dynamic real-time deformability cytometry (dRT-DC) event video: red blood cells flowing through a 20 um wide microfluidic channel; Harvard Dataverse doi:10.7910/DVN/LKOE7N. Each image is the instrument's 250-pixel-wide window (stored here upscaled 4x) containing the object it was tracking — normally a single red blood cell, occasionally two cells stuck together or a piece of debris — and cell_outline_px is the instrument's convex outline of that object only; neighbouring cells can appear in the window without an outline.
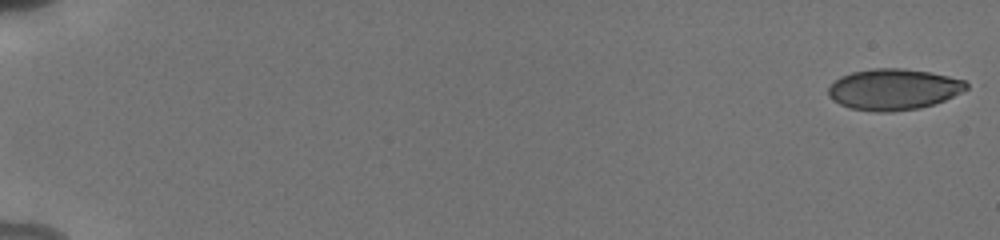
{"species": "human", "species_latin": "Homo sapiens", "temperature_condition": "cold", "stored_images_in_passage": 17, "camera_frame_rate_fps": 3000, "um_per_image_px": 0.085, "donor": {"sex": "male"}, "frame": {"image": 1, "passage_image": 1, "time_ms": 0.0, "image_size_px": [1000, 240], "cell_outline_px": [[972, 84], [968, 88], [944, 100], [920, 108], [892, 112], [876, 112], [852, 108], [840, 104], [832, 100], [828, 96], [828, 88], [840, 76], [852, 72], [872, 68], [904, 68], [928, 72], [948, 76], [964, 80]], "centroid_in_image_um": [75.95, 7.59], "position_along_channel_um": 9.1, "area_um2": 33.06}}
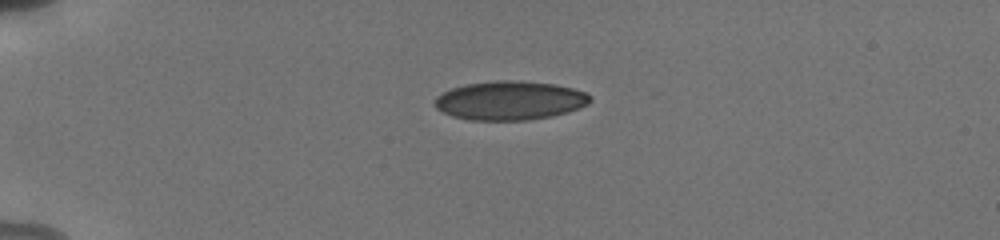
{"frame": {"image": 2, "passage_image": 12, "time_ms": 4.667, "image_size_px": [1000, 240], "cell_outline_px": [[592, 100], [588, 104], [552, 116], [528, 120], [472, 120], [452, 116], [436, 108], [432, 104], [432, 100], [436, 96], [452, 88], [464, 84], [496, 80], [520, 80], [556, 84], [572, 88], [584, 92], [592, 96]], "centroid_in_image_um": [43.3, 8.53], "position_along_channel_um": 41.7, "area_um2": 35.37}}
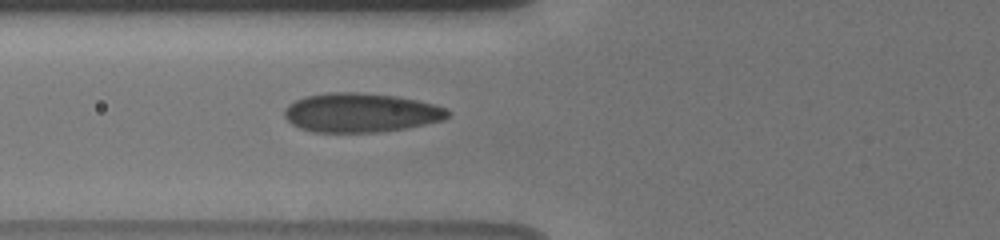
{"frame": {"image": 3, "passage_image": 17, "time_ms": 7.333, "image_size_px": [1000, 240], "cell_outline_px": [[452, 112], [444, 120], [404, 128], [380, 132], [312, 132], [300, 128], [292, 124], [284, 116], [284, 108], [288, 104], [304, 96], [328, 92], [356, 92], [396, 96], [436, 104], [448, 108]], "centroid_in_image_um": [30.67, 9.57], "position_along_channel_um": 95.1, "area_um2": 37.45}}